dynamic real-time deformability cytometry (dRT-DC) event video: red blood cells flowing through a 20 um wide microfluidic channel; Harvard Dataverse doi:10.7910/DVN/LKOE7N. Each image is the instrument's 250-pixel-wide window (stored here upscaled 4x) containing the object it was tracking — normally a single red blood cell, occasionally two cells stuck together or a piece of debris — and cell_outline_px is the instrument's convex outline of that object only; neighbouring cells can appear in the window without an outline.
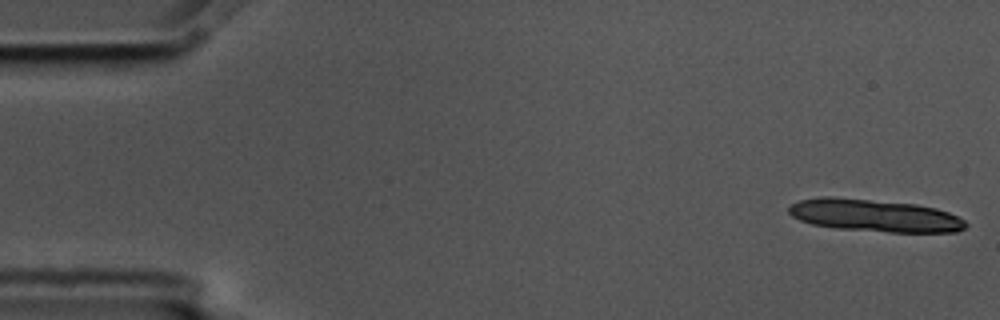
{"species": "common noctule bat (a hibernating species)", "species_latin": "Nyctalus noctula", "temperature_condition": "cold", "stored_images_in_passage": 7, "segment_of_instrument_passage": [1, 2], "camera_frame_rate_fps": 3000, "um_per_image_px": 0.085, "animal": {"sex": "male", "body_mass_g": 17.5, "forearm_length_mm": 52.3}, "frame": {"image": 1, "passage_image": 1, "time_ms": 0.0, "image_size_px": [1000, 320], "cell_outline_px": [[968, 224], [964, 228], [956, 232], [888, 232], [836, 228], [812, 224], [800, 220], [792, 216], [788, 212], [788, 208], [792, 204], [800, 200], [820, 196], [832, 196], [916, 204], [936, 208], [948, 212], [964, 220]], "centroid_in_image_um": [74.33, 18.31], "position_along_channel_um": 10.7, "area_um2": 33.47}}